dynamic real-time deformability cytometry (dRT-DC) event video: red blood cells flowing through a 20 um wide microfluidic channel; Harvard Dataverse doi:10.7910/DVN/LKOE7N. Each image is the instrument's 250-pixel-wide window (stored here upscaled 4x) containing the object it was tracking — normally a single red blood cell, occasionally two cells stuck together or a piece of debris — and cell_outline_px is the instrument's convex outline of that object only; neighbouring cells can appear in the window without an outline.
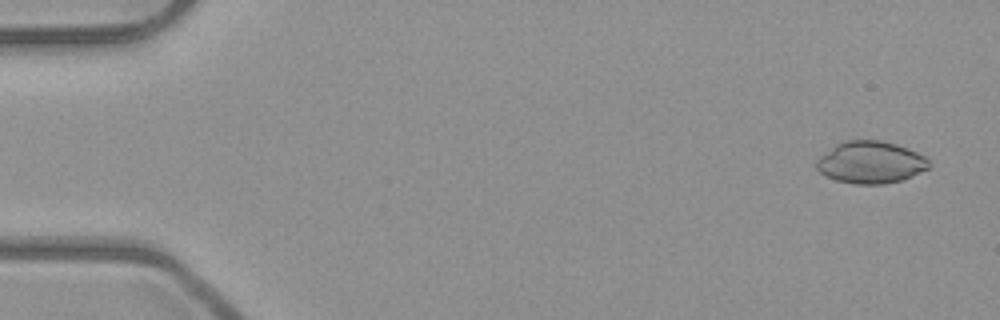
{"species": "common noctule bat (a hibernating species)", "species_latin": "Nyctalus noctula", "temperature_condition": "room temperature", "stored_images_in_passage": 52, "camera_frame_rate_fps": 3000, "um_per_image_px": 0.085, "animal": {"sex": "male", "body_mass_g": 23.1, "forearm_length_mm": 52.7}, "frame": {"image": 1, "passage_image": 3, "time_ms": 0.667, "image_size_px": [1000, 320], "cell_outline_px": [[932, 164], [928, 168], [904, 180], [884, 184], [856, 184], [836, 180], [824, 176], [816, 168], [816, 160], [820, 156], [836, 144], [844, 140], [880, 140], [896, 144], [908, 148], [924, 156]], "centroid_in_image_um": [74.0, 13.8], "position_along_channel_um": 11.0, "area_um2": 27.74}}
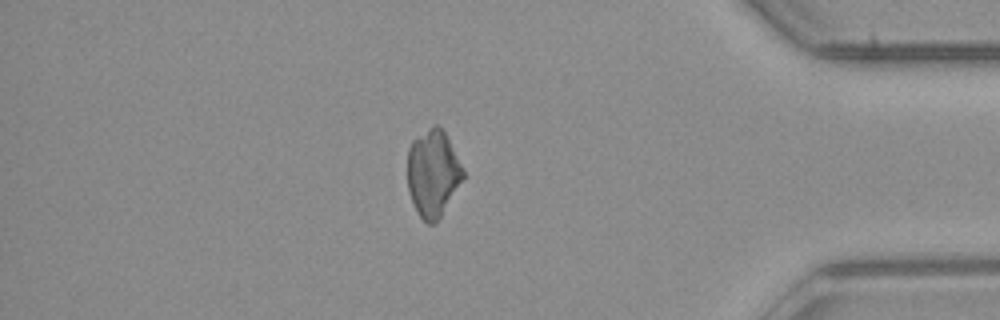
{"frame": {"image": 2, "passage_image": 45, "time_ms": 14.667, "image_size_px": [1000, 320], "cell_outline_px": [[464, 176], [440, 216], [432, 224], [428, 224], [416, 212], [408, 188], [408, 148], [412, 140], [432, 124], [436, 124], [444, 132], [464, 168]], "centroid_in_image_um": [36.78, 14.69], "position_along_channel_um": 398.4, "area_um2": 27.74}}
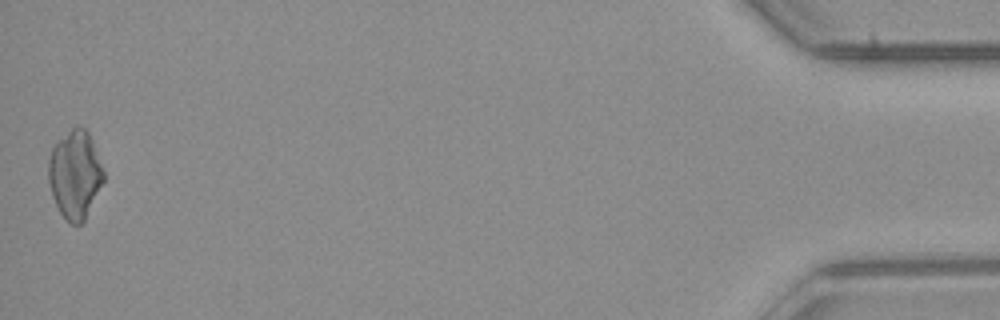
{"frame": {"image": 3, "passage_image": 52, "time_ms": 17.0, "image_size_px": [1000, 320], "cell_outline_px": [[104, 180], [84, 220], [80, 224], [72, 224], [60, 212], [52, 196], [48, 180], [48, 160], [52, 148], [76, 124], [84, 128], [88, 132], [92, 140], [104, 172]], "centroid_in_image_um": [6.37, 14.82], "position_along_channel_um": 428.8, "area_um2": 27.86}, "authors_computed_cell_mechanics": {"area_um2": 29.7092, "velocity_mm_per_s": 4.0025, "shape_relaxation_time_tau1_ms": null, "shape_relaxation_time_tau2_ms": 3.1569, "deformation_change_tau1": null, "deformation_change_tau2": 0.0862}}